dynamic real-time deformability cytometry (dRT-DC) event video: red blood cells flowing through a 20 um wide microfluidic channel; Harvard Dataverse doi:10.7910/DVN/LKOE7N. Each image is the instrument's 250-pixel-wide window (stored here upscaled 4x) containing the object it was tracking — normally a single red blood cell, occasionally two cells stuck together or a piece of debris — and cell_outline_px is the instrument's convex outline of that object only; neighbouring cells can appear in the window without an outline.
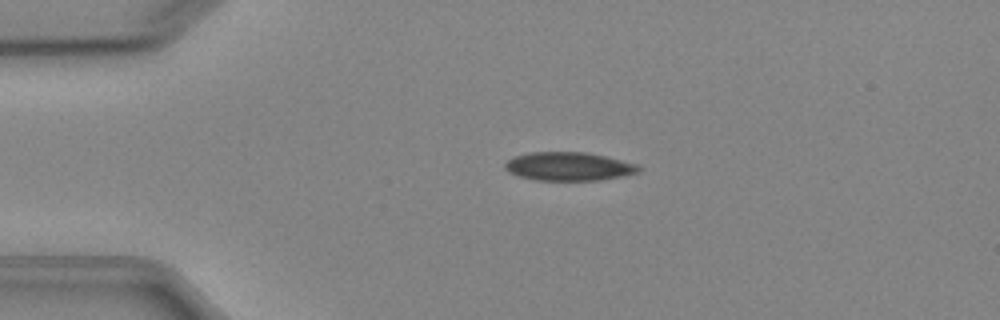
{"species": "Egyptian fruit bat (a non-hibernating species)", "species_latin": "Rousettus aegyptiacus", "temperature_condition": "cold", "stored_images_in_passage": 4, "camera_frame_rate_fps": 3000, "um_per_image_px": 0.085, "animal": {"sex": "female"}, "frame": {"image": 1, "passage_image": 3, "time_ms": 2.333, "image_size_px": [1000, 320], "cell_outline_px": [[644, 168], [640, 172], [600, 180], [536, 180], [520, 176], [508, 172], [504, 168], [504, 164], [512, 156], [528, 152], [584, 152], [604, 156], [640, 164]], "centroid_in_image_um": [48.35, 14.14], "position_along_channel_um": 36.6, "area_um2": 22.37}}